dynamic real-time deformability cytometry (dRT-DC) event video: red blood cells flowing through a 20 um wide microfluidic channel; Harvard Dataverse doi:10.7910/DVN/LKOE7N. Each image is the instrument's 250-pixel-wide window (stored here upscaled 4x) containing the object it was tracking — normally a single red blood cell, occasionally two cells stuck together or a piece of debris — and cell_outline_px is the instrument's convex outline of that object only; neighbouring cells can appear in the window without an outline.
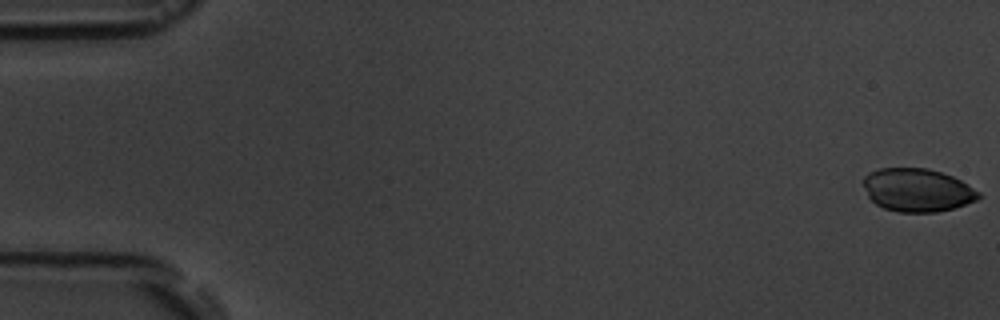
{"species": "common noctule bat (a hibernating species)", "species_latin": "Nyctalus noctula", "temperature_condition": "room temperature", "stored_images_in_passage": 6, "camera_frame_rate_fps": 3000, "um_per_image_px": 0.085, "animal": {"sex": "male", "body_mass_g": 19.5, "forearm_length_mm": 54.6}, "frame": {"image": 1, "passage_image": 1, "time_ms": 0.0, "image_size_px": [1000, 320], "cell_outline_px": [[980, 196], [976, 200], [952, 208], [936, 212], [896, 212], [884, 208], [876, 204], [868, 196], [864, 184], [864, 176], [868, 172], [880, 168], [928, 168], [952, 176], [968, 184], [980, 192]], "centroid_in_image_um": [77.96, 16.15], "position_along_channel_um": 7.0, "area_um2": 28.84}}